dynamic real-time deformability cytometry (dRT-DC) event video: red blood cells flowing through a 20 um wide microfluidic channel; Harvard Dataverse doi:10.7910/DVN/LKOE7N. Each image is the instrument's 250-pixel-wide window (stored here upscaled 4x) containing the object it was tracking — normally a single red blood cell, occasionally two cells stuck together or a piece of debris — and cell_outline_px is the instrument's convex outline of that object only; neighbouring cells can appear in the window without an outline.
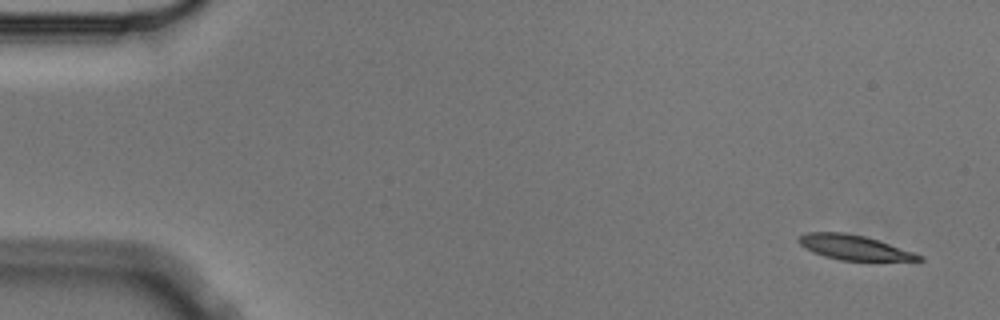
{"species": "Egyptian fruit bat (a non-hibernating species)", "species_latin": "Rousettus aegyptiacus", "temperature_condition": "cold", "stored_images_in_passage": 8, "camera_frame_rate_fps": 3000, "um_per_image_px": 0.085, "animal": {"sex": "male"}, "frame": {"image": 1, "passage_image": 1, "time_ms": 0.0, "image_size_px": [1000, 320], "cell_outline_px": [[924, 260], [840, 260], [824, 256], [812, 252], [800, 244], [796, 240], [800, 236], [808, 232], [844, 232], [864, 236], [924, 256]], "centroid_in_image_um": [72.53, 21.03], "position_along_channel_um": 12.5, "area_um2": 16.94}}
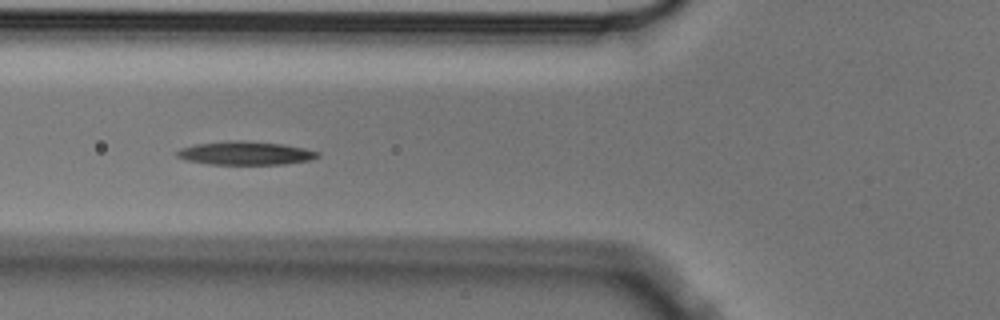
{"frame": {"image": 2, "passage_image": 6, "time_ms": 1.667, "image_size_px": [1000, 320], "cell_outline_px": [[320, 156], [308, 160], [284, 164], [208, 164], [184, 160], [176, 156], [176, 152], [180, 148], [196, 144], [228, 140], [236, 140], [284, 144], [304, 148], [320, 152]], "centroid_in_image_um": [20.83, 13.01], "position_along_channel_um": 105.0, "area_um2": 19.25}}
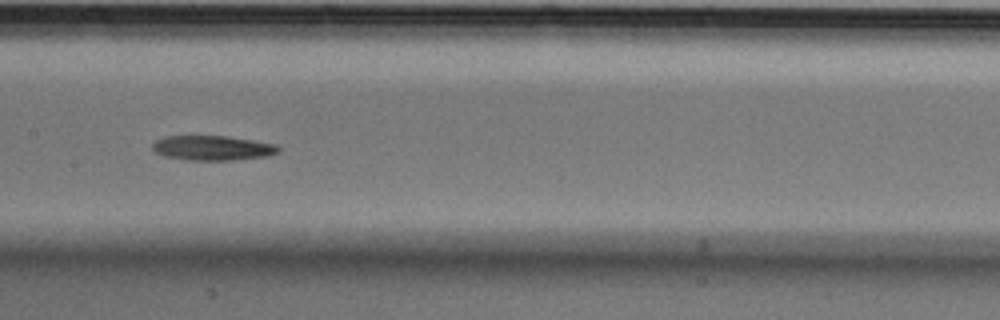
{"frame": {"image": 3, "passage_image": 8, "time_ms": 2.333, "image_size_px": [1000, 320], "cell_outline_px": [[280, 152], [268, 156], [232, 160], [188, 160], [164, 156], [156, 152], [152, 148], [152, 144], [156, 140], [164, 136], [228, 136], [276, 144], [280, 148]], "centroid_in_image_um": [18.08, 12.57], "position_along_channel_um": 189.3, "area_um2": 18.21}}